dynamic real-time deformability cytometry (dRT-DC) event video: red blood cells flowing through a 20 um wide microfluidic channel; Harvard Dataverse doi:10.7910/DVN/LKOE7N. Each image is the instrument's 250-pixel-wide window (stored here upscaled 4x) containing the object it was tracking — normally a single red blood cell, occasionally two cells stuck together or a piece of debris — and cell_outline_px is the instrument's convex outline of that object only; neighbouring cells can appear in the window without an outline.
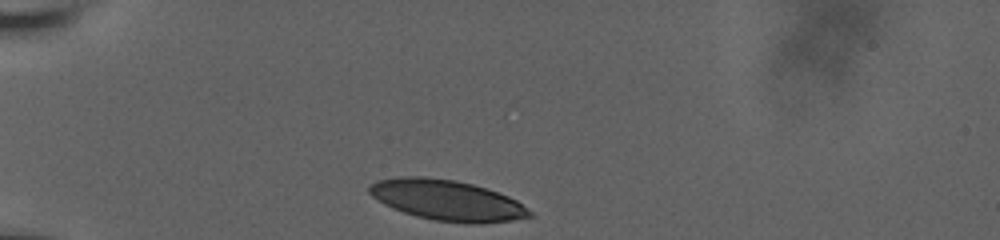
{"species": "human", "species_latin": "Homo sapiens", "temperature_condition": "room temperature", "stored_images_in_passage": 44, "camera_frame_rate_fps": 3000, "um_per_image_px": 0.085, "donor": {"sex": "male"}, "frame": {"image": 1, "passage_image": 1, "time_ms": 0.0, "image_size_px": [1000, 240], "cell_outline_px": [[532, 216], [512, 220], [472, 224], [468, 224], [432, 220], [416, 216], [392, 208], [384, 204], [372, 196], [368, 192], [368, 188], [376, 180], [400, 176], [424, 176], [456, 180], [472, 184], [508, 196], [516, 200], [532, 212]], "centroid_in_image_um": [37.96, 17.02], "position_along_channel_um": 47.0, "area_um2": 37.8}}
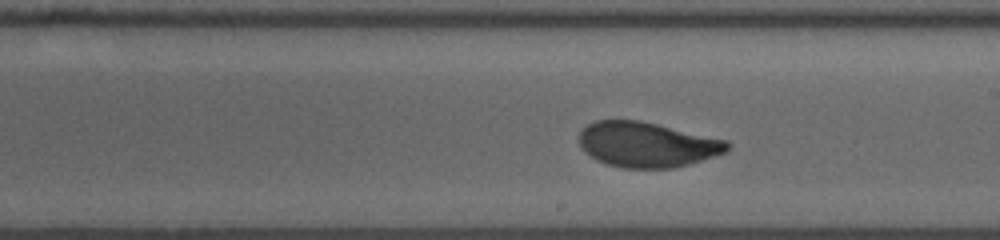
{"frame": {"image": 2, "passage_image": 25, "time_ms": 6.0, "image_size_px": [1000, 240], "cell_outline_px": [[732, 144], [728, 152], [688, 164], [672, 168], [624, 168], [604, 164], [596, 160], [584, 152], [580, 144], [580, 132], [588, 124], [596, 120], [640, 120], [728, 140]], "centroid_in_image_um": [55.02, 12.29], "position_along_channel_um": 234.0, "area_um2": 39.19}}
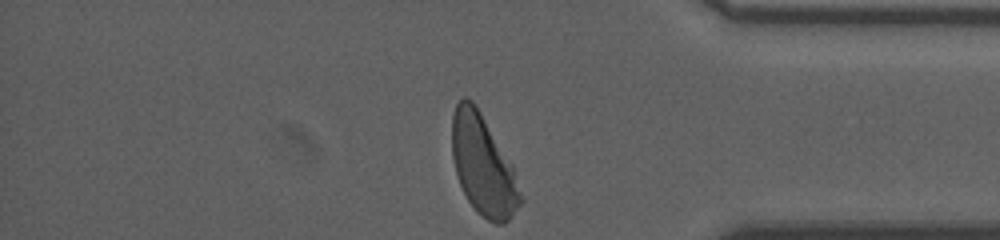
{"frame": {"image": 3, "passage_image": 44, "time_ms": 10.667, "image_size_px": [1000, 240], "cell_outline_px": [[524, 200], [508, 220], [504, 224], [496, 224], [488, 220], [476, 212], [468, 200], [460, 184], [456, 172], [452, 156], [452, 116], [456, 104], [464, 96], [472, 100], [476, 104], [512, 164]], "centroid_in_image_um": [41.07, 14.05], "position_along_channel_um": 394.1, "area_um2": 39.88}, "authors_computed_cell_mechanics": {"area_um2": 39.5063, "velocity_mm_per_s": 3.7464, "shape_relaxation_time_tau1_ms": 3.4968, "shape_relaxation_time_tau2_ms": null, "deformation_change_tau1": 0.1741, "deformation_change_tau2": null}}